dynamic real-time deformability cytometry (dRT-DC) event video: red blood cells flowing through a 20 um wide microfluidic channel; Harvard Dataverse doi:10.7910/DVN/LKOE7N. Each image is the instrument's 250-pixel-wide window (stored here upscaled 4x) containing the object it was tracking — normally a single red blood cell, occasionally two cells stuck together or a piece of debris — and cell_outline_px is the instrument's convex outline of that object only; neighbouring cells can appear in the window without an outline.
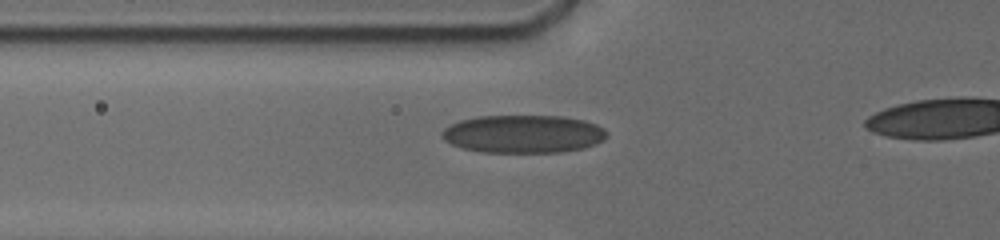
{"species": "human", "species_latin": "Homo sapiens", "temperature_condition": "cold", "stored_images_in_passage": 48, "camera_frame_rate_fps": 3000, "um_per_image_px": 0.085, "donor": {"sex": "male"}, "frame": {"image": 1, "passage_image": 21, "time_ms": 5.667, "image_size_px": [1000, 240], "cell_outline_px": [[608, 136], [604, 140], [596, 144], [584, 148], [560, 152], [480, 152], [460, 148], [444, 140], [440, 136], [440, 132], [448, 124], [460, 120], [476, 116], [560, 116], [584, 120], [596, 124], [604, 128], [608, 132]], "centroid_in_image_um": [44.46, 11.39], "position_along_channel_um": 81.3, "area_um2": 36.93}}
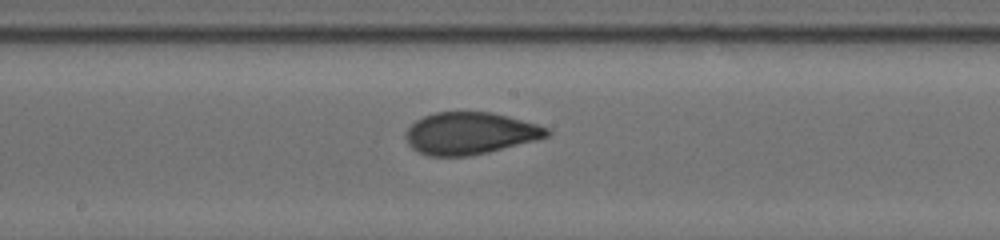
{"frame": {"image": 2, "passage_image": 29, "time_ms": 9.0, "image_size_px": [1000, 240], "cell_outline_px": [[552, 132], [548, 136], [536, 140], [488, 152], [468, 156], [428, 156], [412, 148], [408, 144], [404, 136], [408, 128], [416, 120], [424, 116], [436, 112], [492, 112], [508, 116], [536, 124], [548, 128]], "centroid_in_image_um": [39.94, 11.33], "position_along_channel_um": 208.3, "area_um2": 34.51}}
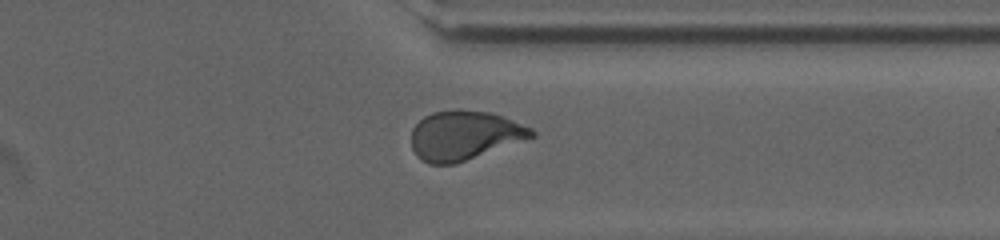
{"frame": {"image": 3, "passage_image": 39, "time_ms": 13.333, "image_size_px": [1000, 240], "cell_outline_px": [[536, 136], [456, 164], [428, 164], [416, 156], [412, 148], [412, 128], [424, 116], [432, 112], [456, 108], [488, 112], [500, 116], [532, 128], [536, 132]], "centroid_in_image_um": [39.45, 11.51], "position_along_channel_um": 372.0, "area_um2": 34.62}}